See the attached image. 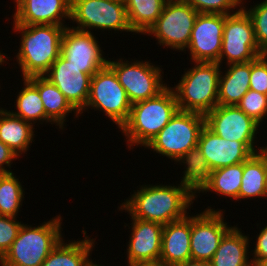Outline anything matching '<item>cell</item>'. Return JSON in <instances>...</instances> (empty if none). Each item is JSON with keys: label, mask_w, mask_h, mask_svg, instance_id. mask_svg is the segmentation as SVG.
Masks as SVG:
<instances>
[{"label": "cell", "mask_w": 267, "mask_h": 266, "mask_svg": "<svg viewBox=\"0 0 267 266\" xmlns=\"http://www.w3.org/2000/svg\"><path fill=\"white\" fill-rule=\"evenodd\" d=\"M141 185L118 207L131 218L157 222L166 225L185 218L195 198L183 185Z\"/></svg>", "instance_id": "6da1fadb"}, {"label": "cell", "mask_w": 267, "mask_h": 266, "mask_svg": "<svg viewBox=\"0 0 267 266\" xmlns=\"http://www.w3.org/2000/svg\"><path fill=\"white\" fill-rule=\"evenodd\" d=\"M13 30L21 39L16 62L23 78L43 76L60 56L61 40L66 29L59 25H21L13 21Z\"/></svg>", "instance_id": "7a4b0ae2"}, {"label": "cell", "mask_w": 267, "mask_h": 266, "mask_svg": "<svg viewBox=\"0 0 267 266\" xmlns=\"http://www.w3.org/2000/svg\"><path fill=\"white\" fill-rule=\"evenodd\" d=\"M178 110L174 91L169 85L157 96L132 104L129 118L120 128L127 148H145Z\"/></svg>", "instance_id": "3957f363"}, {"label": "cell", "mask_w": 267, "mask_h": 266, "mask_svg": "<svg viewBox=\"0 0 267 266\" xmlns=\"http://www.w3.org/2000/svg\"><path fill=\"white\" fill-rule=\"evenodd\" d=\"M62 219L57 215L38 226L23 223L10 249L0 259V265L41 266L63 239Z\"/></svg>", "instance_id": "277c9868"}, {"label": "cell", "mask_w": 267, "mask_h": 266, "mask_svg": "<svg viewBox=\"0 0 267 266\" xmlns=\"http://www.w3.org/2000/svg\"><path fill=\"white\" fill-rule=\"evenodd\" d=\"M194 66L184 69L174 91L181 111L206 115L218 105L221 65L217 62H193Z\"/></svg>", "instance_id": "5b68a950"}, {"label": "cell", "mask_w": 267, "mask_h": 266, "mask_svg": "<svg viewBox=\"0 0 267 266\" xmlns=\"http://www.w3.org/2000/svg\"><path fill=\"white\" fill-rule=\"evenodd\" d=\"M204 126L205 115L178 110L145 148L176 162L191 148L198 146Z\"/></svg>", "instance_id": "8992f818"}, {"label": "cell", "mask_w": 267, "mask_h": 266, "mask_svg": "<svg viewBox=\"0 0 267 266\" xmlns=\"http://www.w3.org/2000/svg\"><path fill=\"white\" fill-rule=\"evenodd\" d=\"M131 106L115 72L106 65L92 76L87 104L80 114L88 108L101 111L120 129L129 118Z\"/></svg>", "instance_id": "52a82bcc"}, {"label": "cell", "mask_w": 267, "mask_h": 266, "mask_svg": "<svg viewBox=\"0 0 267 266\" xmlns=\"http://www.w3.org/2000/svg\"><path fill=\"white\" fill-rule=\"evenodd\" d=\"M82 31L131 32L124 0H71L70 21Z\"/></svg>", "instance_id": "ba28073f"}, {"label": "cell", "mask_w": 267, "mask_h": 266, "mask_svg": "<svg viewBox=\"0 0 267 266\" xmlns=\"http://www.w3.org/2000/svg\"><path fill=\"white\" fill-rule=\"evenodd\" d=\"M198 12L185 0H167L162 14L144 34L156 38L158 45L186 51Z\"/></svg>", "instance_id": "9c48e42d"}, {"label": "cell", "mask_w": 267, "mask_h": 266, "mask_svg": "<svg viewBox=\"0 0 267 266\" xmlns=\"http://www.w3.org/2000/svg\"><path fill=\"white\" fill-rule=\"evenodd\" d=\"M147 61H107V65L115 72L119 83L126 91L131 104L157 96L168 85L163 83V69Z\"/></svg>", "instance_id": "30bf717a"}, {"label": "cell", "mask_w": 267, "mask_h": 266, "mask_svg": "<svg viewBox=\"0 0 267 266\" xmlns=\"http://www.w3.org/2000/svg\"><path fill=\"white\" fill-rule=\"evenodd\" d=\"M264 55L255 39L253 23L247 12L226 15L219 64L245 63ZM225 59V60H224Z\"/></svg>", "instance_id": "8fae6325"}, {"label": "cell", "mask_w": 267, "mask_h": 266, "mask_svg": "<svg viewBox=\"0 0 267 266\" xmlns=\"http://www.w3.org/2000/svg\"><path fill=\"white\" fill-rule=\"evenodd\" d=\"M205 125L223 139L242 142L253 154L262 149V146L255 145L258 130L262 125L249 117L237 105H217L205 115Z\"/></svg>", "instance_id": "7c38bea8"}, {"label": "cell", "mask_w": 267, "mask_h": 266, "mask_svg": "<svg viewBox=\"0 0 267 266\" xmlns=\"http://www.w3.org/2000/svg\"><path fill=\"white\" fill-rule=\"evenodd\" d=\"M224 210L208 206L191 215V258L210 262L224 235L233 227L224 220Z\"/></svg>", "instance_id": "4fadbf2b"}, {"label": "cell", "mask_w": 267, "mask_h": 266, "mask_svg": "<svg viewBox=\"0 0 267 266\" xmlns=\"http://www.w3.org/2000/svg\"><path fill=\"white\" fill-rule=\"evenodd\" d=\"M93 32L67 26L61 40L60 55L81 71L93 76L107 65L104 52Z\"/></svg>", "instance_id": "5bb4252c"}, {"label": "cell", "mask_w": 267, "mask_h": 266, "mask_svg": "<svg viewBox=\"0 0 267 266\" xmlns=\"http://www.w3.org/2000/svg\"><path fill=\"white\" fill-rule=\"evenodd\" d=\"M226 15L198 13L187 51L190 62H217L221 54Z\"/></svg>", "instance_id": "9a60e30c"}, {"label": "cell", "mask_w": 267, "mask_h": 266, "mask_svg": "<svg viewBox=\"0 0 267 266\" xmlns=\"http://www.w3.org/2000/svg\"><path fill=\"white\" fill-rule=\"evenodd\" d=\"M43 76L61 91L79 113L85 108L91 75L82 72L81 68L70 64V61L60 55Z\"/></svg>", "instance_id": "2e32d148"}, {"label": "cell", "mask_w": 267, "mask_h": 266, "mask_svg": "<svg viewBox=\"0 0 267 266\" xmlns=\"http://www.w3.org/2000/svg\"><path fill=\"white\" fill-rule=\"evenodd\" d=\"M131 219V228H128L131 234L127 243V265L159 262L164 225L138 218Z\"/></svg>", "instance_id": "e0dca14e"}, {"label": "cell", "mask_w": 267, "mask_h": 266, "mask_svg": "<svg viewBox=\"0 0 267 266\" xmlns=\"http://www.w3.org/2000/svg\"><path fill=\"white\" fill-rule=\"evenodd\" d=\"M13 21L21 25H59L70 21L71 0H16ZM65 18V19H64Z\"/></svg>", "instance_id": "ac0fdd59"}, {"label": "cell", "mask_w": 267, "mask_h": 266, "mask_svg": "<svg viewBox=\"0 0 267 266\" xmlns=\"http://www.w3.org/2000/svg\"><path fill=\"white\" fill-rule=\"evenodd\" d=\"M198 147L212 170L242 163L253 154L242 142L223 139L206 125L200 132Z\"/></svg>", "instance_id": "d6986e66"}, {"label": "cell", "mask_w": 267, "mask_h": 266, "mask_svg": "<svg viewBox=\"0 0 267 266\" xmlns=\"http://www.w3.org/2000/svg\"><path fill=\"white\" fill-rule=\"evenodd\" d=\"M190 236L191 215L164 225L159 261L176 266L190 259Z\"/></svg>", "instance_id": "ffe728a7"}, {"label": "cell", "mask_w": 267, "mask_h": 266, "mask_svg": "<svg viewBox=\"0 0 267 266\" xmlns=\"http://www.w3.org/2000/svg\"><path fill=\"white\" fill-rule=\"evenodd\" d=\"M241 230L236 225L224 235L210 266H253L252 260H249L250 237Z\"/></svg>", "instance_id": "44dd1931"}, {"label": "cell", "mask_w": 267, "mask_h": 266, "mask_svg": "<svg viewBox=\"0 0 267 266\" xmlns=\"http://www.w3.org/2000/svg\"><path fill=\"white\" fill-rule=\"evenodd\" d=\"M37 89L42 99L46 115L55 123V126L64 130L66 117L74 113L79 118L80 113L69 103L61 91L44 76H31L27 78Z\"/></svg>", "instance_id": "7402d4cb"}, {"label": "cell", "mask_w": 267, "mask_h": 266, "mask_svg": "<svg viewBox=\"0 0 267 266\" xmlns=\"http://www.w3.org/2000/svg\"><path fill=\"white\" fill-rule=\"evenodd\" d=\"M221 71L218 90V105L234 106L250 89L251 61L233 63Z\"/></svg>", "instance_id": "603a6c76"}, {"label": "cell", "mask_w": 267, "mask_h": 266, "mask_svg": "<svg viewBox=\"0 0 267 266\" xmlns=\"http://www.w3.org/2000/svg\"><path fill=\"white\" fill-rule=\"evenodd\" d=\"M176 163L185 166L180 184L194 198H198L200 192L204 193V190L209 186L212 174V169L202 151L198 146L191 148Z\"/></svg>", "instance_id": "cb8c5ba5"}, {"label": "cell", "mask_w": 267, "mask_h": 266, "mask_svg": "<svg viewBox=\"0 0 267 266\" xmlns=\"http://www.w3.org/2000/svg\"><path fill=\"white\" fill-rule=\"evenodd\" d=\"M83 240H70L61 242L50 252L41 266H89L95 240L87 236V232L82 230Z\"/></svg>", "instance_id": "d4e9b609"}, {"label": "cell", "mask_w": 267, "mask_h": 266, "mask_svg": "<svg viewBox=\"0 0 267 266\" xmlns=\"http://www.w3.org/2000/svg\"><path fill=\"white\" fill-rule=\"evenodd\" d=\"M34 127L31 123L12 114L10 110L0 111V141L19 157L23 153L27 154L29 146L34 142Z\"/></svg>", "instance_id": "484cf974"}, {"label": "cell", "mask_w": 267, "mask_h": 266, "mask_svg": "<svg viewBox=\"0 0 267 266\" xmlns=\"http://www.w3.org/2000/svg\"><path fill=\"white\" fill-rule=\"evenodd\" d=\"M267 198V157L260 151L243 162V176L238 201Z\"/></svg>", "instance_id": "4316f807"}, {"label": "cell", "mask_w": 267, "mask_h": 266, "mask_svg": "<svg viewBox=\"0 0 267 266\" xmlns=\"http://www.w3.org/2000/svg\"><path fill=\"white\" fill-rule=\"evenodd\" d=\"M23 81V87L14 102L17 111L10 112L33 126L37 121L41 125L45 122L54 125L55 123L46 115L38 89L27 78H23Z\"/></svg>", "instance_id": "83f0119b"}, {"label": "cell", "mask_w": 267, "mask_h": 266, "mask_svg": "<svg viewBox=\"0 0 267 266\" xmlns=\"http://www.w3.org/2000/svg\"><path fill=\"white\" fill-rule=\"evenodd\" d=\"M167 0H124L128 21L135 34L144 35L162 14Z\"/></svg>", "instance_id": "f1b7e54d"}, {"label": "cell", "mask_w": 267, "mask_h": 266, "mask_svg": "<svg viewBox=\"0 0 267 266\" xmlns=\"http://www.w3.org/2000/svg\"><path fill=\"white\" fill-rule=\"evenodd\" d=\"M242 176L243 162L212 170L211 181L204 192H214L218 196H225V199L228 197L230 200L238 201Z\"/></svg>", "instance_id": "f546056e"}, {"label": "cell", "mask_w": 267, "mask_h": 266, "mask_svg": "<svg viewBox=\"0 0 267 266\" xmlns=\"http://www.w3.org/2000/svg\"><path fill=\"white\" fill-rule=\"evenodd\" d=\"M24 192L13 172L0 174V216L17 217L25 198Z\"/></svg>", "instance_id": "4dcf8cb0"}, {"label": "cell", "mask_w": 267, "mask_h": 266, "mask_svg": "<svg viewBox=\"0 0 267 266\" xmlns=\"http://www.w3.org/2000/svg\"><path fill=\"white\" fill-rule=\"evenodd\" d=\"M242 8L250 16L255 32V39L259 49L267 54V0H263L248 9L242 5Z\"/></svg>", "instance_id": "1f68e13d"}, {"label": "cell", "mask_w": 267, "mask_h": 266, "mask_svg": "<svg viewBox=\"0 0 267 266\" xmlns=\"http://www.w3.org/2000/svg\"><path fill=\"white\" fill-rule=\"evenodd\" d=\"M237 106L261 125L267 116V95L249 89Z\"/></svg>", "instance_id": "d6a6232c"}, {"label": "cell", "mask_w": 267, "mask_h": 266, "mask_svg": "<svg viewBox=\"0 0 267 266\" xmlns=\"http://www.w3.org/2000/svg\"><path fill=\"white\" fill-rule=\"evenodd\" d=\"M198 13L229 15L239 11L244 0H185ZM238 7V8H237ZM237 9V10H235ZM235 10V11H234Z\"/></svg>", "instance_id": "836d02e7"}, {"label": "cell", "mask_w": 267, "mask_h": 266, "mask_svg": "<svg viewBox=\"0 0 267 266\" xmlns=\"http://www.w3.org/2000/svg\"><path fill=\"white\" fill-rule=\"evenodd\" d=\"M17 217L0 216V259L10 249L23 224Z\"/></svg>", "instance_id": "e575fe53"}, {"label": "cell", "mask_w": 267, "mask_h": 266, "mask_svg": "<svg viewBox=\"0 0 267 266\" xmlns=\"http://www.w3.org/2000/svg\"><path fill=\"white\" fill-rule=\"evenodd\" d=\"M250 90L267 95V54L251 61Z\"/></svg>", "instance_id": "d590c367"}, {"label": "cell", "mask_w": 267, "mask_h": 266, "mask_svg": "<svg viewBox=\"0 0 267 266\" xmlns=\"http://www.w3.org/2000/svg\"><path fill=\"white\" fill-rule=\"evenodd\" d=\"M256 239L254 249L252 253L253 266H260L264 261L267 260V224L261 229Z\"/></svg>", "instance_id": "8d00e7d4"}, {"label": "cell", "mask_w": 267, "mask_h": 266, "mask_svg": "<svg viewBox=\"0 0 267 266\" xmlns=\"http://www.w3.org/2000/svg\"><path fill=\"white\" fill-rule=\"evenodd\" d=\"M17 159H19V156L0 141V174L12 173L11 165L13 161Z\"/></svg>", "instance_id": "74e56055"}, {"label": "cell", "mask_w": 267, "mask_h": 266, "mask_svg": "<svg viewBox=\"0 0 267 266\" xmlns=\"http://www.w3.org/2000/svg\"><path fill=\"white\" fill-rule=\"evenodd\" d=\"M176 266H210V262L190 258Z\"/></svg>", "instance_id": "f35d334b"}, {"label": "cell", "mask_w": 267, "mask_h": 266, "mask_svg": "<svg viewBox=\"0 0 267 266\" xmlns=\"http://www.w3.org/2000/svg\"><path fill=\"white\" fill-rule=\"evenodd\" d=\"M134 266H175V265H170L159 261V262L140 263Z\"/></svg>", "instance_id": "ab89813d"}, {"label": "cell", "mask_w": 267, "mask_h": 266, "mask_svg": "<svg viewBox=\"0 0 267 266\" xmlns=\"http://www.w3.org/2000/svg\"><path fill=\"white\" fill-rule=\"evenodd\" d=\"M2 51H0V66L1 65H3V64H5L6 63V59L8 58V57H6V55H5V53H1ZM6 58V59H5ZM5 62V63H4Z\"/></svg>", "instance_id": "60d3db41"}, {"label": "cell", "mask_w": 267, "mask_h": 266, "mask_svg": "<svg viewBox=\"0 0 267 266\" xmlns=\"http://www.w3.org/2000/svg\"><path fill=\"white\" fill-rule=\"evenodd\" d=\"M261 152L267 157V146H263Z\"/></svg>", "instance_id": "b9f144b4"}, {"label": "cell", "mask_w": 267, "mask_h": 266, "mask_svg": "<svg viewBox=\"0 0 267 266\" xmlns=\"http://www.w3.org/2000/svg\"><path fill=\"white\" fill-rule=\"evenodd\" d=\"M89 266H105V265H100L99 263L98 264H96V262L94 263V262H92Z\"/></svg>", "instance_id": "7bdbcfd3"}, {"label": "cell", "mask_w": 267, "mask_h": 266, "mask_svg": "<svg viewBox=\"0 0 267 266\" xmlns=\"http://www.w3.org/2000/svg\"><path fill=\"white\" fill-rule=\"evenodd\" d=\"M260 266H267V260L264 261Z\"/></svg>", "instance_id": "ee69618b"}]
</instances>
